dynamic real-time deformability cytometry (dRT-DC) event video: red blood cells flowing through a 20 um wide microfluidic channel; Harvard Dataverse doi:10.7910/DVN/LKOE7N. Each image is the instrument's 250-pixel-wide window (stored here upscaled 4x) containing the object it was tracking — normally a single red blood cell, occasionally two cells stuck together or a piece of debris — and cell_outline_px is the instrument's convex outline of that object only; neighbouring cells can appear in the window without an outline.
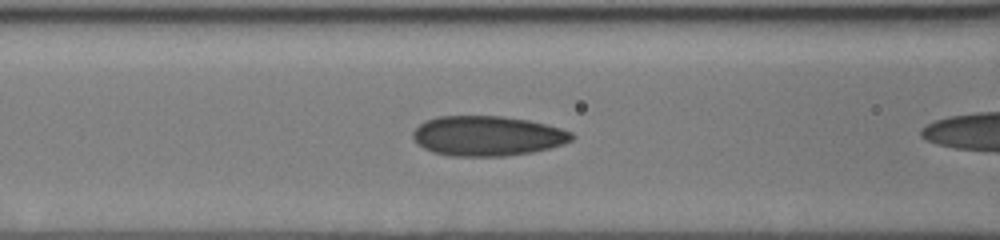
{"species": "human", "species_latin": "Homo sapiens", "temperature_condition": "cold", "stored_images_in_passage": 19, "camera_frame_rate_fps": 3000, "um_per_image_px": 0.085, "donor": {"sex": "male"}, "frame": {"image": 1, "passage_image": 5, "time_ms": 1.333, "image_size_px": [1000, 240], "cell_outline_px": [[576, 136], [572, 140], [564, 144], [532, 152], [504, 156], [452, 156], [432, 152], [424, 148], [412, 136], [412, 132], [424, 120], [436, 116], [500, 116], [528, 120], [560, 128], [572, 132]], "centroid_in_image_um": [41.43, 11.55], "position_along_channel_um": 125.2, "area_um2": 36.93}}
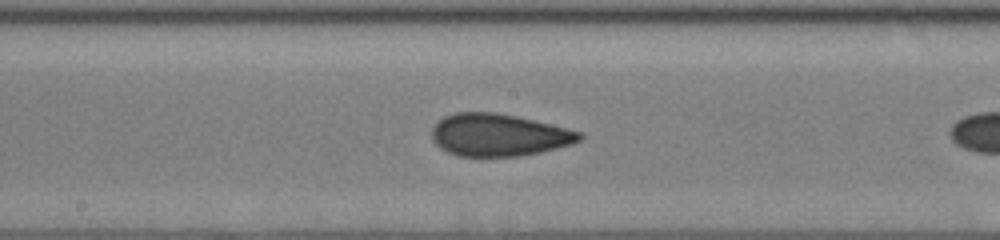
{"frame": {"image": 2, "passage_image": 14, "time_ms": 3.333, "image_size_px": [1000, 240], "cell_outline_px": [[584, 136], [580, 140], [572, 144], [540, 152], [516, 156], [460, 156], [448, 152], [440, 148], [432, 140], [432, 128], [444, 116], [456, 112], [496, 112], [516, 116], [568, 128], [584, 132]], "centroid_in_image_um": [42.41, 11.47], "position_along_channel_um": 205.8, "area_um2": 36.41}}
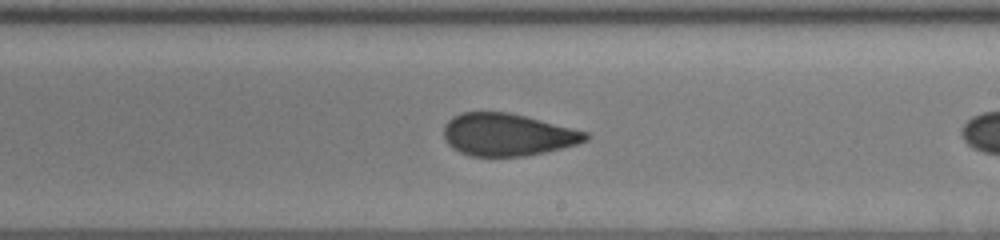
{"frame": {"image": 3, "passage_image": 18, "time_ms": 4.333, "image_size_px": [1000, 240], "cell_outline_px": [[592, 136], [588, 140], [576, 144], [544, 152], [524, 156], [472, 156], [460, 152], [452, 148], [444, 140], [444, 124], [452, 116], [460, 112], [508, 112], [588, 132]], "centroid_in_image_um": [43.11, 11.44], "position_along_channel_um": 245.9, "area_um2": 34.97}}